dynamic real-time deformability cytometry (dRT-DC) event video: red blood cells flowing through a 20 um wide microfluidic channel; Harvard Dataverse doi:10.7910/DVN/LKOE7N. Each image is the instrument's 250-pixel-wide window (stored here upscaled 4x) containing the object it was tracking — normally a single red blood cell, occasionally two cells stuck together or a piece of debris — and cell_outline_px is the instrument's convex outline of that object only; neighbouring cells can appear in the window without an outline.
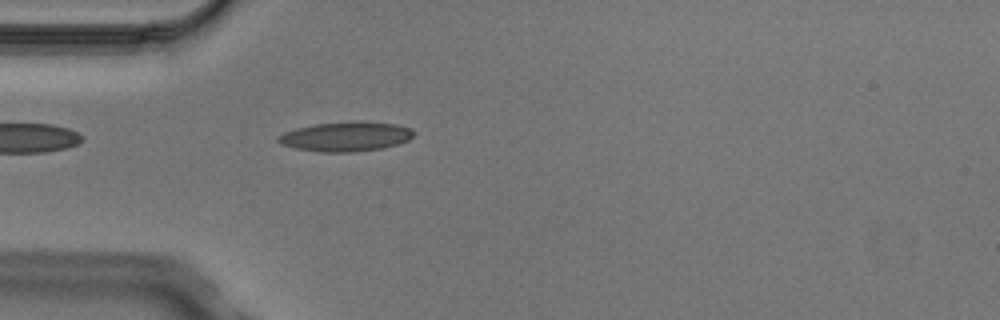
{"species": "Egyptian fruit bat (a non-hibernating species)", "species_latin": "Rousettus aegyptiacus", "temperature_condition": "cold", "stored_images_in_passage": 2, "camera_frame_rate_fps": 3000, "um_per_image_px": 0.085, "animal": {"sex": "male"}, "frame": {"image": 1, "passage_image": 2, "time_ms": 0.333, "image_size_px": [1000, 320], "cell_outline_px": [[412, 136], [408, 140], [396, 144], [380, 148], [352, 152], [320, 152], [296, 148], [280, 144], [276, 140], [276, 136], [284, 132], [296, 128], [316, 124], [396, 124], [408, 128], [412, 132]], "centroid_in_image_um": [29.27, 11.66], "position_along_channel_um": 55.7, "area_um2": 22.08}}